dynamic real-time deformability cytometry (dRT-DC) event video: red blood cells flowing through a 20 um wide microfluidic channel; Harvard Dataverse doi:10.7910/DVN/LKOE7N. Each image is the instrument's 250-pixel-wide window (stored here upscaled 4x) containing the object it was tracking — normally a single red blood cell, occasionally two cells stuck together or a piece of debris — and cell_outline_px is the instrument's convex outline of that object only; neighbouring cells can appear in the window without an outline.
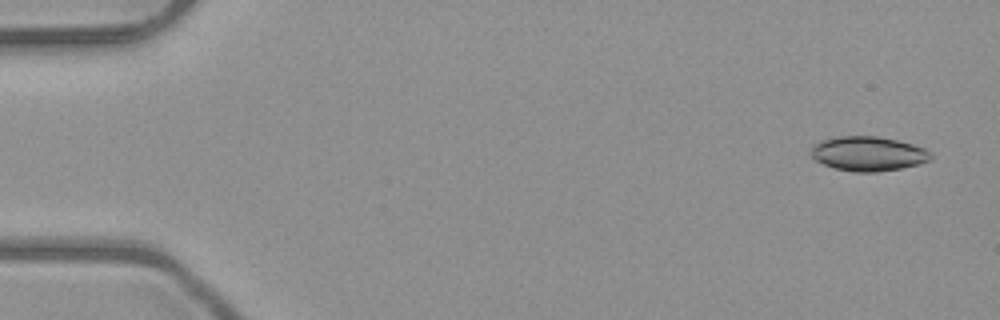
{"species": "common noctule bat (a hibernating species)", "species_latin": "Nyctalus noctula", "temperature_condition": "room temperature", "stored_images_in_passage": 52, "camera_frame_rate_fps": 3000, "um_per_image_px": 0.085, "animal": {"sex": "male", "body_mass_g": 23.1, "forearm_length_mm": 52.7}, "frame": {"image": 1, "passage_image": 3, "time_ms": 0.667, "image_size_px": [1000, 320], "cell_outline_px": [[932, 160], [920, 164], [900, 168], [876, 172], [856, 172], [832, 168], [816, 160], [808, 152], [820, 140], [840, 136], [876, 136], [896, 140], [912, 144], [924, 148], [932, 152]], "centroid_in_image_um": [73.81, 13.07], "position_along_channel_um": 11.2, "area_um2": 24.16}}
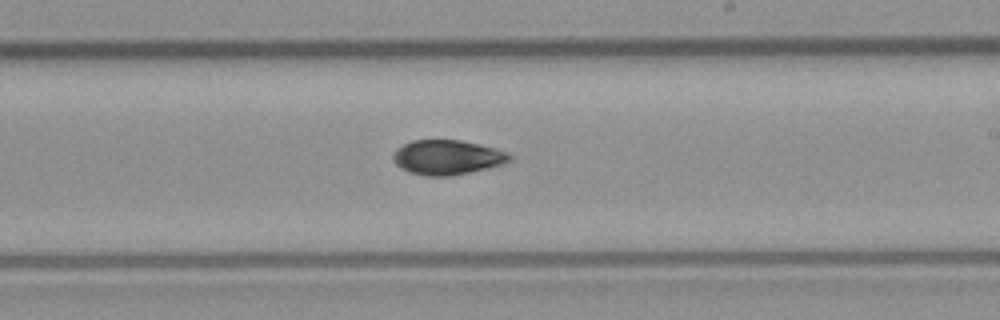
{"frame": {"image": 2, "passage_image": 31, "time_ms": 10.0, "image_size_px": [1000, 320], "cell_outline_px": [[512, 160], [500, 164], [468, 172], [448, 176], [428, 176], [408, 172], [400, 168], [392, 160], [392, 156], [396, 148], [412, 140], [460, 140], [496, 148], [508, 152], [512, 156]], "centroid_in_image_um": [37.97, 13.36], "position_along_channel_um": 251.0, "area_um2": 23.41}}
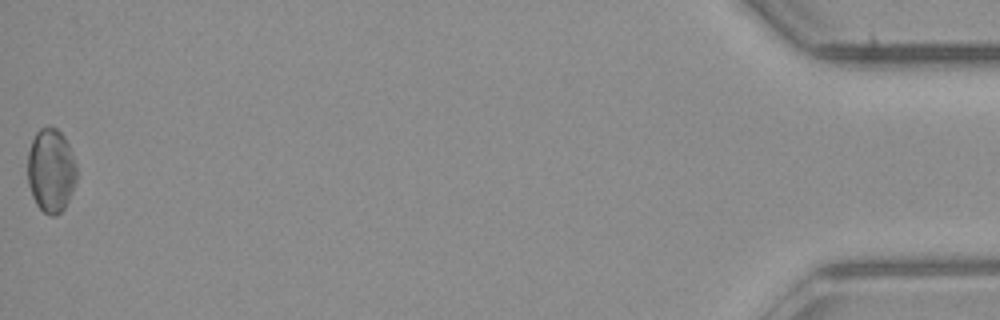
{"frame": {"image": 3, "passage_image": 52, "time_ms": 17.0, "image_size_px": [1000, 320], "cell_outline_px": [[76, 180], [72, 192], [64, 208], [56, 216], [48, 216], [36, 204], [32, 196], [28, 184], [28, 152], [32, 140], [36, 132], [40, 128], [48, 124], [56, 128], [64, 136], [72, 152], [76, 164]], "centroid_in_image_um": [4.33, 14.47], "position_along_channel_um": 430.9, "area_um2": 24.16}, "authors_computed_cell_mechanics": {"area_um2": 23.5246, "velocity_mm_per_s": 4.0271, "shape_relaxation_time_tau1_ms": 4.749, "shape_relaxation_time_tau2_ms": 9.0158, "deformation_change_tau1": 0.1257, "deformation_change_tau2": 0.1121}}